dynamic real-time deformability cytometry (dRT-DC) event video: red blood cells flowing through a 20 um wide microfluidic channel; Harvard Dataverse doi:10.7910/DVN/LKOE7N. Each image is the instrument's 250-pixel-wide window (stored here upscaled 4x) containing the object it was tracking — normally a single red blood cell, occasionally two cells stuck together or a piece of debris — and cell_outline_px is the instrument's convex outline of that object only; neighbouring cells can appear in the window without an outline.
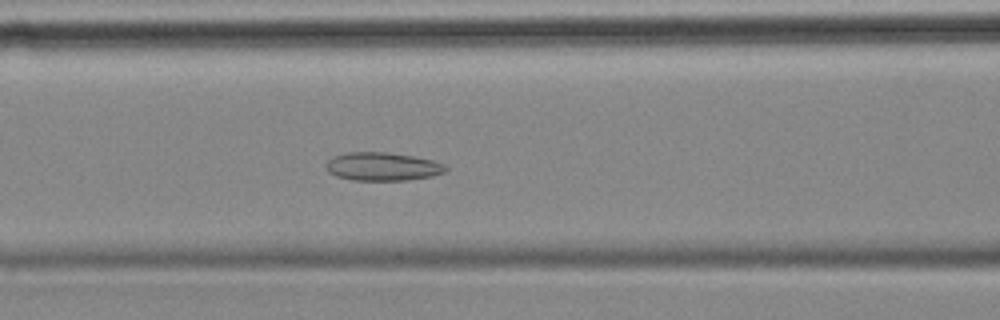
{"species": "common noctule bat (a hibernating species)", "species_latin": "Nyctalus noctula", "temperature_condition": "cold", "stored_images_in_passage": 56, "camera_frame_rate_fps": 3000, "um_per_image_px": 0.085, "animal": {"sex": "female", "body_mass_g": 18.4}, "frame": {"image": 1, "passage_image": 23, "time_ms": 7.333, "image_size_px": [1000, 320], "cell_outline_px": [[448, 168], [444, 172], [432, 176], [408, 180], [352, 180], [336, 176], [328, 172], [324, 164], [332, 156], [344, 152], [388, 152], [412, 156], [432, 160], [444, 164]], "centroid_in_image_um": [32.47, 14.15], "position_along_channel_um": 134.1, "area_um2": 19.88}}
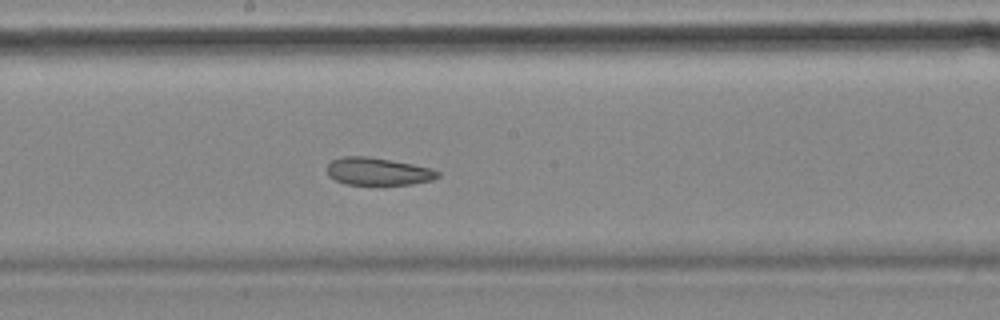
{"frame": {"image": 2, "passage_image": 30, "time_ms": 9.667, "image_size_px": [1000, 320], "cell_outline_px": [[440, 176], [432, 180], [412, 184], [344, 184], [328, 176], [328, 164], [332, 160], [344, 156], [368, 156], [392, 160], [432, 168], [440, 172]], "centroid_in_image_um": [32.14, 14.56], "position_along_channel_um": 216.1, "area_um2": 17.74}}
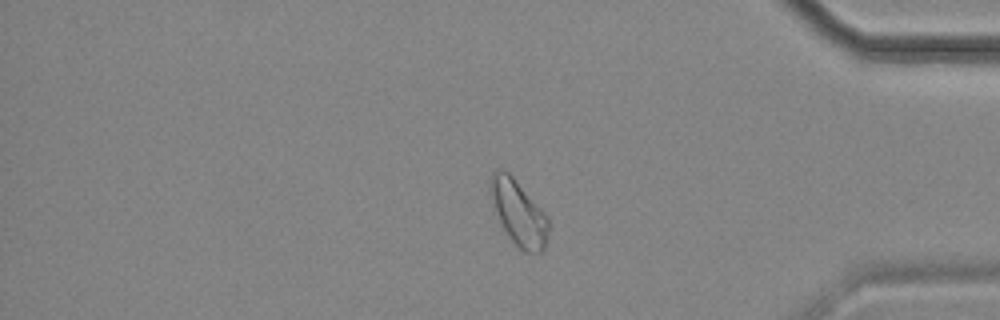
{"frame": {"image": 3, "passage_image": 47, "time_ms": 15.333, "image_size_px": [1000, 320], "cell_outline_px": [[548, 232], [544, 248], [540, 252], [524, 252], [508, 236], [492, 208], [488, 196], [488, 184], [492, 172], [496, 168], [504, 168], [512, 176], [548, 216]], "centroid_in_image_um": [44.0, 18.02], "position_along_channel_um": 391.2, "area_um2": 22.31}, "authors_computed_cell_mechanics": {"area_um2": 22.2819, "velocity_mm_per_s": 3.5311, "shape_relaxation_time_tau1_ms": null, "shape_relaxation_time_tau2_ms": 4.2162, "deformation_change_tau1": null, "deformation_change_tau2": 0.1094}}